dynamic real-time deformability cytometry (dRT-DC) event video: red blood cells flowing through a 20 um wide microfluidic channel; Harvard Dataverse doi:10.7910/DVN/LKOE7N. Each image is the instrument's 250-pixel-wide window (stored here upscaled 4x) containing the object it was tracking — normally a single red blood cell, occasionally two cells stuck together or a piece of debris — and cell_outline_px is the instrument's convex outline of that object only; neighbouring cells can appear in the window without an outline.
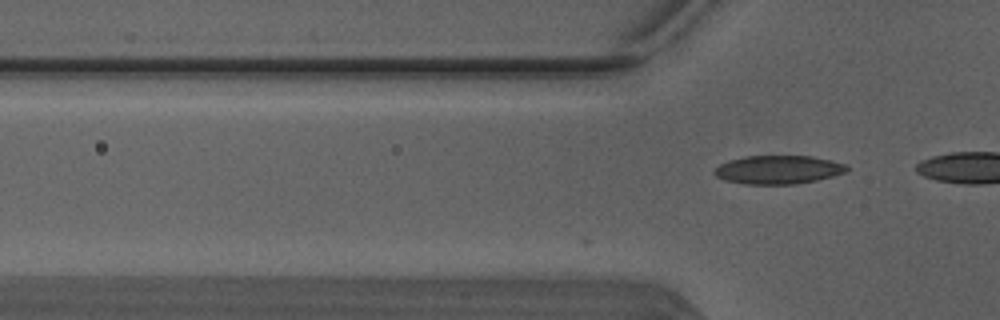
{"species": "Egyptian fruit bat (a non-hibernating species)", "species_latin": "Rousettus aegyptiacus", "temperature_condition": "warm", "stored_images_in_passage": 13, "camera_frame_rate_fps": 3000, "um_per_image_px": 0.085, "animal": {"sex": "male"}, "frame": {"image": 1, "passage_image": 13, "time_ms": 4.0, "image_size_px": [1000, 320], "cell_outline_px": [[848, 168], [844, 172], [832, 176], [816, 180], [796, 184], [744, 184], [724, 180], [716, 176], [712, 172], [720, 164], [728, 160], [744, 156], [812, 156], [844, 164]], "centroid_in_image_um": [66.08, 14.42], "position_along_channel_um": 59.7, "area_um2": 21.85}}